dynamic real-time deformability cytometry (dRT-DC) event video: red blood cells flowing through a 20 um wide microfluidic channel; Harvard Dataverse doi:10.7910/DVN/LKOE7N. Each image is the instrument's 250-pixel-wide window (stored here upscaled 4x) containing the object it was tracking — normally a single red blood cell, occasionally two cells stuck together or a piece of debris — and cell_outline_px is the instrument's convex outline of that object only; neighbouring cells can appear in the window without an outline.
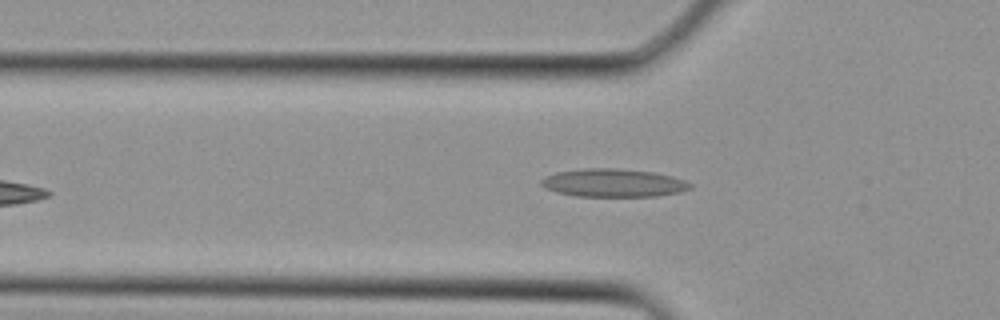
{"species": "Egyptian fruit bat (a non-hibernating species)", "species_latin": "Rousettus aegyptiacus", "temperature_condition": "cold", "stored_images_in_passage": 4, "camera_frame_rate_fps": 3000, "um_per_image_px": 0.085, "animal": {"sex": "female"}, "frame": {"image": 1, "passage_image": 3, "time_ms": 0.667, "image_size_px": [1000, 320], "cell_outline_px": [[692, 188], [680, 192], [656, 196], [576, 196], [556, 192], [544, 188], [540, 184], [540, 180], [544, 176], [556, 172], [584, 168], [616, 168], [652, 172], [672, 176], [684, 180], [692, 184]], "centroid_in_image_um": [52.1, 15.54], "position_along_channel_um": 73.7, "area_um2": 24.51}}